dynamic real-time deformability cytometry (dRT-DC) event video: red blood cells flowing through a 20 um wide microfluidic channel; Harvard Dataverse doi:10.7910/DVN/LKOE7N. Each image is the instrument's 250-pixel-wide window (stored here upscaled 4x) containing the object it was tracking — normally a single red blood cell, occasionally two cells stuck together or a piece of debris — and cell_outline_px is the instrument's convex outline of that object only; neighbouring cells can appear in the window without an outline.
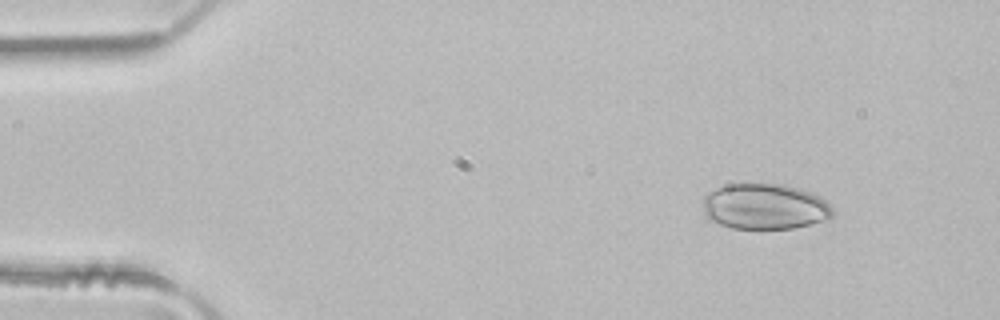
{"species": "common noctule bat (a hibernating species)", "species_latin": "Nyctalus noctula", "temperature_condition": "room temperature", "stored_images_in_passage": 5, "camera_frame_rate_fps": 3000, "um_per_image_px": 0.085, "animal": {"sex": "male", "body_mass_g": 21.5, "forearm_length_mm": 52.0}, "frame": {"image": 1, "passage_image": 2, "time_ms": 0.333, "image_size_px": [1000, 320], "cell_outline_px": [[836, 212], [828, 220], [792, 228], [732, 228], [708, 220], [704, 216], [704, 196], [708, 192], [724, 184], [784, 184], [800, 188], [820, 196]], "centroid_in_image_um": [65.01, 17.55], "position_along_channel_um": 20.0, "area_um2": 34.8}}